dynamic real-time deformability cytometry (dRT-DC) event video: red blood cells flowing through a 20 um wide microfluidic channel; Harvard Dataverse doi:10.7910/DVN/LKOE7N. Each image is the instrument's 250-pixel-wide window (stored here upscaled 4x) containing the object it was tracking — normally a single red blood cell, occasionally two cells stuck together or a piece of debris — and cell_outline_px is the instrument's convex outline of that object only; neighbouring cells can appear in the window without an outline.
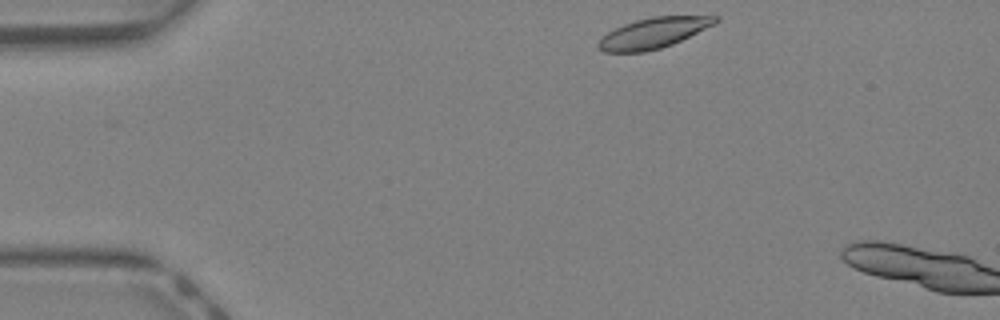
{"species": "Egyptian fruit bat (a non-hibernating species)", "species_latin": "Rousettus aegyptiacus", "temperature_condition": "warm", "stored_images_in_passage": 7, "camera_frame_rate_fps": 3000, "um_per_image_px": 0.085, "animal": {"sex": "female"}, "frame": {"image": 1, "passage_image": 1, "time_ms": 0.0, "image_size_px": [1000, 320], "cell_outline_px": [[720, 20], [716, 24], [672, 44], [660, 48], [644, 52], [604, 52], [596, 44], [608, 32], [624, 24], [636, 20], [652, 16], [720, 16]], "centroid_in_image_um": [55.58, 2.79], "position_along_channel_um": 29.4, "area_um2": 20.63}}